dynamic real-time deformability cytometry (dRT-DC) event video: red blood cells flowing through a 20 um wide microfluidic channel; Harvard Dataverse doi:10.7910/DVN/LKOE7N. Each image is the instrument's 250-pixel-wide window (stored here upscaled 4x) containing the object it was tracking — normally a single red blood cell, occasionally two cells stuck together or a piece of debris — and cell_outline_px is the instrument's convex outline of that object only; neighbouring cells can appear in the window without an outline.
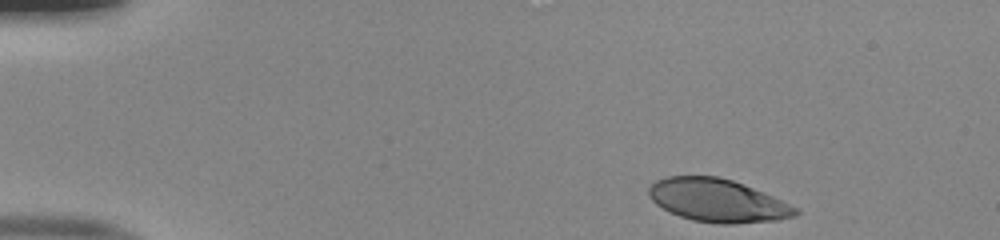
{"species": "human", "species_latin": "Homo sapiens", "temperature_condition": "room temperature", "stored_images_in_passage": 42, "camera_frame_rate_fps": 3000, "um_per_image_px": 0.085, "donor": {"sex": "male"}, "frame": {"image": 1, "passage_image": 1, "time_ms": 0.0, "image_size_px": [1000, 240], "cell_outline_px": [[800, 212], [796, 216], [776, 220], [732, 224], [720, 224], [692, 220], [680, 216], [656, 204], [648, 196], [648, 188], [656, 180], [668, 176], [716, 176], [732, 180], [764, 192], [796, 208]], "centroid_in_image_um": [60.97, 17.04], "position_along_channel_um": 24.0, "area_um2": 36.47}}
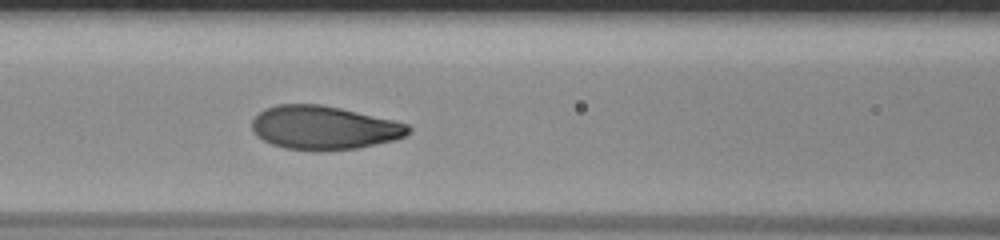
{"frame": {"image": 2, "passage_image": 17, "time_ms": 5.333, "image_size_px": [1000, 240], "cell_outline_px": [[412, 128], [404, 136], [392, 140], [376, 144], [356, 148], [320, 152], [316, 152], [284, 148], [272, 144], [256, 136], [252, 132], [252, 120], [264, 108], [276, 104], [320, 104], [340, 108], [392, 120], [408, 124]], "centroid_in_image_um": [27.48, 10.86], "position_along_channel_um": 139.1, "area_um2": 39.88}}
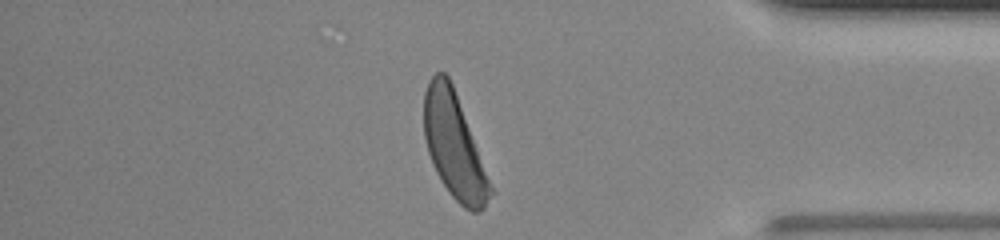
{"frame": {"image": 3, "passage_image": 38, "time_ms": 12.333, "image_size_px": [1000, 240], "cell_outline_px": [[496, 192], [484, 208], [480, 212], [472, 212], [464, 208], [448, 192], [440, 180], [432, 164], [428, 152], [424, 136], [424, 92], [428, 80], [436, 72], [444, 72], [448, 76], [452, 84]], "centroid_in_image_um": [38.63, 12.44], "position_along_channel_um": 396.6, "area_um2": 40.98}, "authors_computed_cell_mechanics": {"area_um2": 40.171, "velocity_mm_per_s": 4.0086, "shape_relaxation_time_tau1_ms": 2.2833, "shape_relaxation_time_tau2_ms": null, "deformation_change_tau1": 0.1621, "deformation_change_tau2": null}}